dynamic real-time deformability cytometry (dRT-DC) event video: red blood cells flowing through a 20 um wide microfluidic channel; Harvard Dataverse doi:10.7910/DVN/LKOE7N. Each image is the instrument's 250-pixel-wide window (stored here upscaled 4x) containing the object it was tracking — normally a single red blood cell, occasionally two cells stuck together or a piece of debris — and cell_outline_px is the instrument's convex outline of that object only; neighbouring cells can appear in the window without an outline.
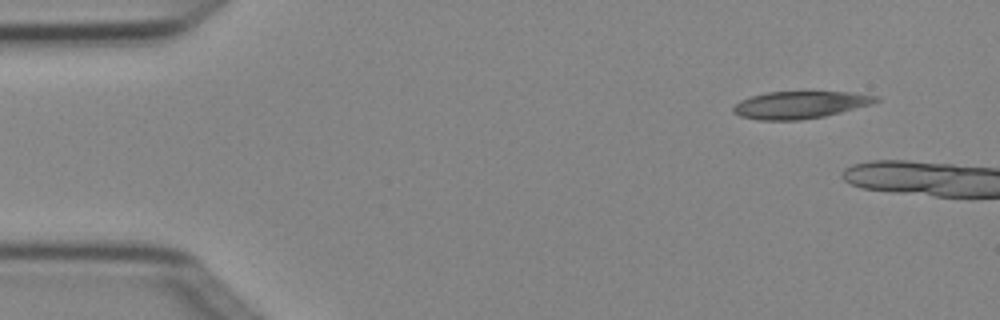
{"species": "Egyptian fruit bat (a non-hibernating species)", "species_latin": "Rousettus aegyptiacus", "temperature_condition": "cold", "stored_images_in_passage": 2, "camera_frame_rate_fps": 3000, "um_per_image_px": 0.085, "animal": {"sex": "female"}, "frame": {"image": 1, "passage_image": 1, "time_ms": 0.0, "image_size_px": [1000, 320], "cell_outline_px": [[880, 100], [872, 104], [824, 116], [800, 120], [760, 120], [740, 116], [732, 112], [732, 108], [740, 100], [764, 92], [852, 92], [880, 96]], "centroid_in_image_um": [68.01, 8.91], "position_along_channel_um": 17.0, "area_um2": 22.66}}